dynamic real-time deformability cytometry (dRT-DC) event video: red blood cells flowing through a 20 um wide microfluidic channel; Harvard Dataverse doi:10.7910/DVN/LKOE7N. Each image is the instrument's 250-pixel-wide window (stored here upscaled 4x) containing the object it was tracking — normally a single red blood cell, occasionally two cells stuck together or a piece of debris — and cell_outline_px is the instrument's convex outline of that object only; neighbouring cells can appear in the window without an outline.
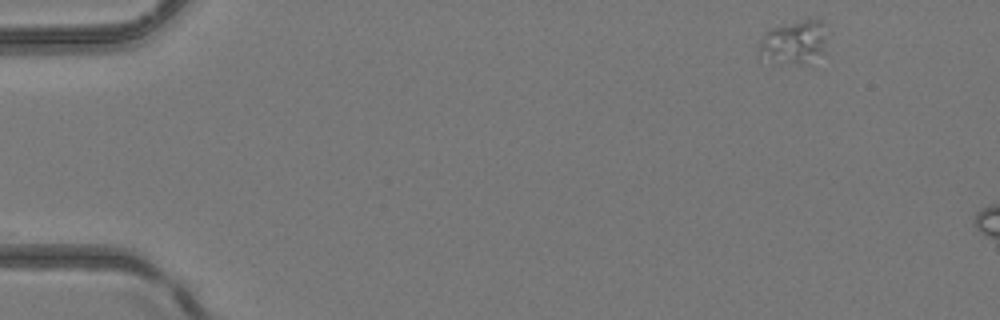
{"species": "common noctule bat (a hibernating species)", "species_latin": "Nyctalus noctula", "temperature_condition": "room temperature", "stored_images_in_passage": 3, "segment_of_instrument_passage": [1, 2], "camera_frame_rate_fps": 3000, "um_per_image_px": 0.085, "animal": {"sex": "female", "body_mass_g": 24.6, "forearm_length_mm": 56.2}, "frame": {"image": 1, "passage_image": 1, "time_ms": 0.0, "image_size_px": [1000, 320], "cell_outline_px": [[824, 52], [808, 64], [772, 64], [756, 52], [760, 40], [764, 32], [772, 28], [816, 16], [820, 20], [824, 40]], "centroid_in_image_um": [67.41, 3.63], "position_along_channel_um": 17.6, "area_um2": 17.57}}